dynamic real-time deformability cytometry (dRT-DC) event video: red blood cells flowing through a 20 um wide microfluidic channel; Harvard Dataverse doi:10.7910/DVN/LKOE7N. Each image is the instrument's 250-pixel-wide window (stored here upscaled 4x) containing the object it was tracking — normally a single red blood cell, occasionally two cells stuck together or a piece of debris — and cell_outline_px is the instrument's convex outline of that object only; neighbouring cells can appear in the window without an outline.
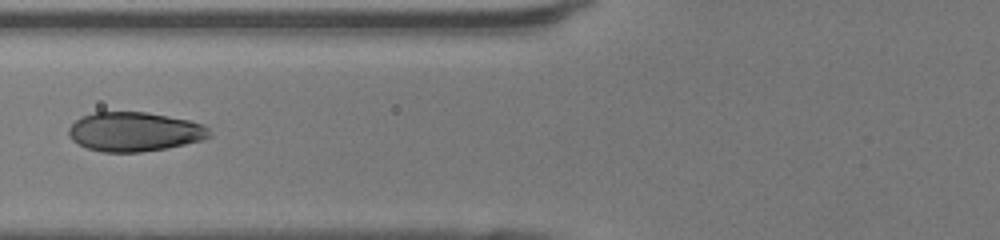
{"species": "human", "species_latin": "Homo sapiens", "temperature_condition": "room temperature", "stored_images_in_passage": 47, "segment_of_instrument_passage": [2, 2], "camera_frame_rate_fps": 3000, "um_per_image_px": 0.085, "donor": {"sex": "female"}, "frame": {"image": 1, "passage_image": 21, "time_ms": 6.667, "image_size_px": [1000, 240], "cell_outline_px": [[212, 136], [200, 140], [168, 148], [140, 152], [104, 152], [88, 148], [72, 140], [68, 136], [68, 128], [80, 116], [96, 112], [148, 112], [188, 120], [204, 124], [208, 128]], "centroid_in_image_um": [11.42, 11.19], "position_along_channel_um": 114.4, "area_um2": 32.19}}
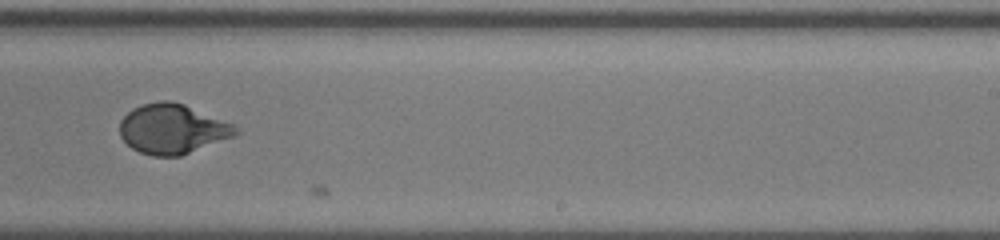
{"frame": {"image": 2, "passage_image": 32, "time_ms": 10.333, "image_size_px": [1000, 240], "cell_outline_px": [[240, 132], [236, 136], [180, 156], [152, 156], [140, 152], [132, 148], [120, 136], [120, 120], [132, 108], [144, 104], [160, 100], [172, 100], [184, 104], [236, 124]], "centroid_in_image_um": [14.7, 10.95], "position_along_channel_um": 274.3, "area_um2": 33.93}}
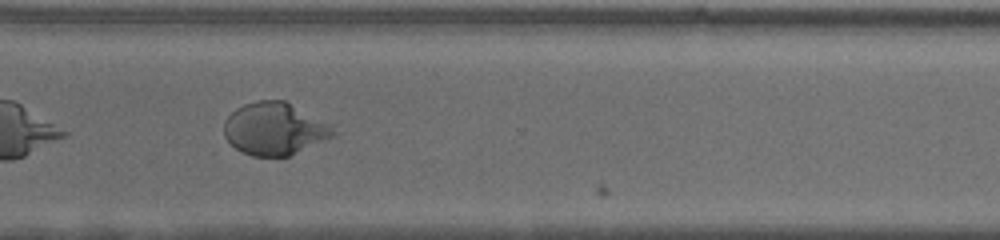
{"frame": {"image": 3, "passage_image": 37, "time_ms": 12.0, "image_size_px": [1000, 240], "cell_outline_px": [[336, 136], [288, 156], [252, 156], [240, 152], [224, 136], [224, 120], [236, 108], [244, 104], [256, 100], [284, 100], [332, 124], [336, 132]], "centroid_in_image_um": [23.36, 10.94], "position_along_channel_um": 347.2, "area_um2": 33.58}}